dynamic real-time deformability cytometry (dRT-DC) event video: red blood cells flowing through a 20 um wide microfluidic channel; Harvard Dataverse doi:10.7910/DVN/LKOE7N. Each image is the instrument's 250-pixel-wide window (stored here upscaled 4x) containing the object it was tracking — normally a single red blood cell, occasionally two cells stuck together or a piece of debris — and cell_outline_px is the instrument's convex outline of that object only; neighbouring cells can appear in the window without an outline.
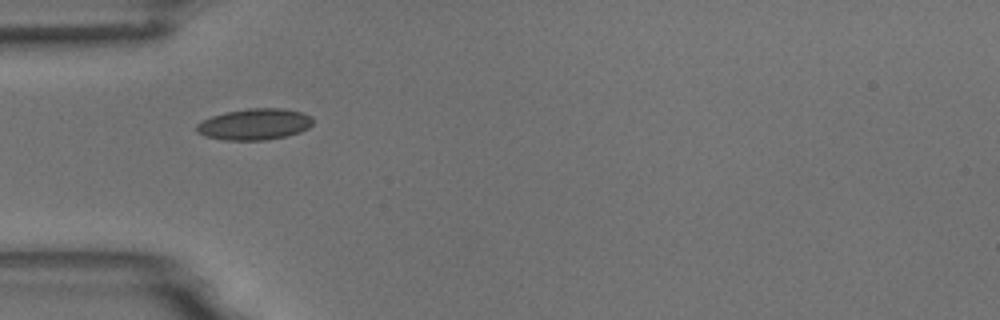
{"species": "common noctule bat (a hibernating species)", "species_latin": "Nyctalus noctula", "temperature_condition": "room temperature", "stored_images_in_passage": 11, "camera_frame_rate_fps": 3000, "um_per_image_px": 0.085, "animal": {"sex": "male", "body_mass_g": 18.8}, "frame": {"image": 1, "passage_image": 1, "time_ms": 0.0, "image_size_px": [1000, 320], "cell_outline_px": [[312, 124], [308, 128], [300, 132], [288, 136], [264, 140], [224, 140], [204, 136], [196, 132], [196, 124], [212, 116], [224, 112], [248, 108], [280, 108], [304, 112], [312, 116]], "centroid_in_image_um": [21.64, 10.56], "position_along_channel_um": 63.4, "area_um2": 21.39}}
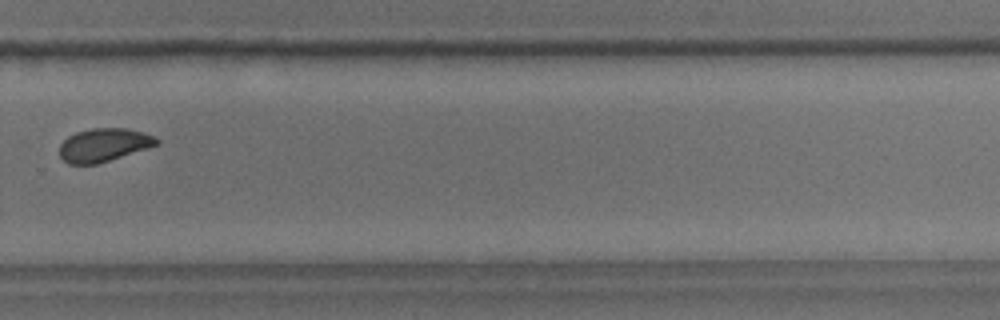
{"frame": {"image": 2, "passage_image": 7, "time_ms": 7.0, "image_size_px": [1000, 320], "cell_outline_px": [[160, 144], [148, 148], [96, 164], [68, 164], [60, 156], [60, 144], [68, 136], [76, 132], [92, 128], [128, 128], [156, 136], [160, 140]], "centroid_in_image_um": [8.85, 12.31], "position_along_channel_um": 321.0, "area_um2": 18.84}}
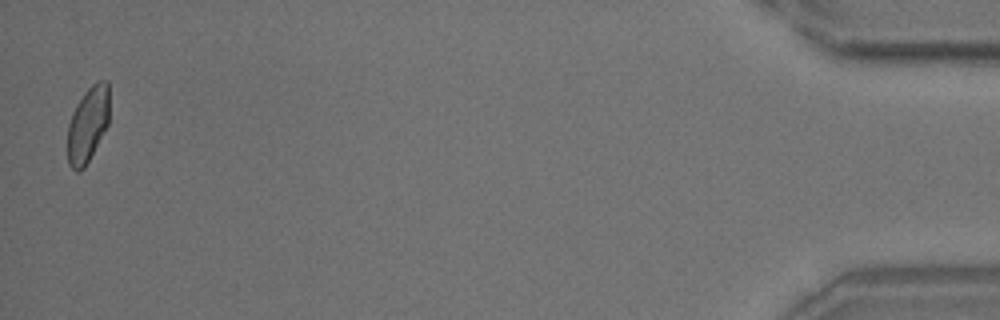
{"frame": {"image": 3, "passage_image": 11, "time_ms": 12.333, "image_size_px": [1000, 320], "cell_outline_px": [[108, 124], [84, 168], [80, 172], [76, 172], [68, 164], [68, 124], [72, 112], [76, 104], [84, 92], [96, 80], [108, 80]], "centroid_in_image_um": [7.45, 10.56], "position_along_channel_um": 427.8, "area_um2": 18.32}, "authors_computed_cell_mechanics": {"area_um2": 19.363, "velocity_mm_per_s": 3.7013, "shape_relaxation_time_tau1_ms": 1.4594, "shape_relaxation_time_tau2_ms": 3.4597, "deformation_change_tau1": 0.075, "deformation_change_tau2": 0.0426}}